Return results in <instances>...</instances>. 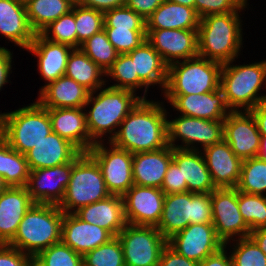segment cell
Here are the masks:
<instances>
[{"label": "cell", "mask_w": 266, "mask_h": 266, "mask_svg": "<svg viewBox=\"0 0 266 266\" xmlns=\"http://www.w3.org/2000/svg\"><path fill=\"white\" fill-rule=\"evenodd\" d=\"M212 223L211 193L165 194L160 222L156 228L168 240L189 224Z\"/></svg>", "instance_id": "9c48e42d"}, {"label": "cell", "mask_w": 266, "mask_h": 266, "mask_svg": "<svg viewBox=\"0 0 266 266\" xmlns=\"http://www.w3.org/2000/svg\"><path fill=\"white\" fill-rule=\"evenodd\" d=\"M90 91L72 78L63 75L48 83L39 92L36 101L46 109L84 108Z\"/></svg>", "instance_id": "4316f807"}, {"label": "cell", "mask_w": 266, "mask_h": 266, "mask_svg": "<svg viewBox=\"0 0 266 266\" xmlns=\"http://www.w3.org/2000/svg\"><path fill=\"white\" fill-rule=\"evenodd\" d=\"M72 11L75 14L77 49L81 44L94 34L104 29V14L101 11L79 5H73Z\"/></svg>", "instance_id": "ab89813d"}, {"label": "cell", "mask_w": 266, "mask_h": 266, "mask_svg": "<svg viewBox=\"0 0 266 266\" xmlns=\"http://www.w3.org/2000/svg\"><path fill=\"white\" fill-rule=\"evenodd\" d=\"M73 161L63 165L32 170L26 185L35 204L59 205L72 173Z\"/></svg>", "instance_id": "e0dca14e"}, {"label": "cell", "mask_w": 266, "mask_h": 266, "mask_svg": "<svg viewBox=\"0 0 266 266\" xmlns=\"http://www.w3.org/2000/svg\"><path fill=\"white\" fill-rule=\"evenodd\" d=\"M40 34L53 42L61 43L77 49V33L75 14L71 10L56 21L51 22Z\"/></svg>", "instance_id": "7bdbcfd3"}, {"label": "cell", "mask_w": 266, "mask_h": 266, "mask_svg": "<svg viewBox=\"0 0 266 266\" xmlns=\"http://www.w3.org/2000/svg\"><path fill=\"white\" fill-rule=\"evenodd\" d=\"M164 102L142 99L121 122L110 142L132 154L167 147L168 116Z\"/></svg>", "instance_id": "6da1fadb"}, {"label": "cell", "mask_w": 266, "mask_h": 266, "mask_svg": "<svg viewBox=\"0 0 266 266\" xmlns=\"http://www.w3.org/2000/svg\"><path fill=\"white\" fill-rule=\"evenodd\" d=\"M250 112L256 119L261 136H266V99H264L259 105L253 108Z\"/></svg>", "instance_id": "9f6ffc18"}, {"label": "cell", "mask_w": 266, "mask_h": 266, "mask_svg": "<svg viewBox=\"0 0 266 266\" xmlns=\"http://www.w3.org/2000/svg\"><path fill=\"white\" fill-rule=\"evenodd\" d=\"M164 0H126L125 6L139 14L143 19H147Z\"/></svg>", "instance_id": "f5cc1de1"}, {"label": "cell", "mask_w": 266, "mask_h": 266, "mask_svg": "<svg viewBox=\"0 0 266 266\" xmlns=\"http://www.w3.org/2000/svg\"><path fill=\"white\" fill-rule=\"evenodd\" d=\"M104 14V27L130 28L146 30V21L127 6L114 8Z\"/></svg>", "instance_id": "bcb514c9"}, {"label": "cell", "mask_w": 266, "mask_h": 266, "mask_svg": "<svg viewBox=\"0 0 266 266\" xmlns=\"http://www.w3.org/2000/svg\"><path fill=\"white\" fill-rule=\"evenodd\" d=\"M145 21L146 29H198L200 18L194 8L164 0Z\"/></svg>", "instance_id": "1f68e13d"}, {"label": "cell", "mask_w": 266, "mask_h": 266, "mask_svg": "<svg viewBox=\"0 0 266 266\" xmlns=\"http://www.w3.org/2000/svg\"><path fill=\"white\" fill-rule=\"evenodd\" d=\"M52 132L68 140L81 152H88L95 144L89 135L84 108L48 109Z\"/></svg>", "instance_id": "cb8c5ba5"}, {"label": "cell", "mask_w": 266, "mask_h": 266, "mask_svg": "<svg viewBox=\"0 0 266 266\" xmlns=\"http://www.w3.org/2000/svg\"><path fill=\"white\" fill-rule=\"evenodd\" d=\"M75 214L89 224L106 229L113 237L118 236L127 224L123 197L118 195L86 205Z\"/></svg>", "instance_id": "83f0119b"}, {"label": "cell", "mask_w": 266, "mask_h": 266, "mask_svg": "<svg viewBox=\"0 0 266 266\" xmlns=\"http://www.w3.org/2000/svg\"><path fill=\"white\" fill-rule=\"evenodd\" d=\"M242 15L230 12L201 18L197 29L199 56L222 64L236 63L244 45Z\"/></svg>", "instance_id": "3957f363"}, {"label": "cell", "mask_w": 266, "mask_h": 266, "mask_svg": "<svg viewBox=\"0 0 266 266\" xmlns=\"http://www.w3.org/2000/svg\"><path fill=\"white\" fill-rule=\"evenodd\" d=\"M141 100L139 94L137 96L129 90L106 87V84L90 92L84 110L91 140L94 143L110 142L121 122Z\"/></svg>", "instance_id": "7a4b0ae2"}, {"label": "cell", "mask_w": 266, "mask_h": 266, "mask_svg": "<svg viewBox=\"0 0 266 266\" xmlns=\"http://www.w3.org/2000/svg\"><path fill=\"white\" fill-rule=\"evenodd\" d=\"M115 81L108 86L132 91L136 94L138 89H143L141 98L147 99L149 88L139 79V76H134V61L127 54H119L112 66L106 71L105 78ZM114 83V84H113ZM147 95V96H146Z\"/></svg>", "instance_id": "e575fe53"}, {"label": "cell", "mask_w": 266, "mask_h": 266, "mask_svg": "<svg viewBox=\"0 0 266 266\" xmlns=\"http://www.w3.org/2000/svg\"><path fill=\"white\" fill-rule=\"evenodd\" d=\"M172 161L180 168L188 192L211 193L216 189L201 151L172 148Z\"/></svg>", "instance_id": "f1b7e54d"}, {"label": "cell", "mask_w": 266, "mask_h": 266, "mask_svg": "<svg viewBox=\"0 0 266 266\" xmlns=\"http://www.w3.org/2000/svg\"><path fill=\"white\" fill-rule=\"evenodd\" d=\"M238 206L250 231L266 227V196L238 191Z\"/></svg>", "instance_id": "60d3db41"}, {"label": "cell", "mask_w": 266, "mask_h": 266, "mask_svg": "<svg viewBox=\"0 0 266 266\" xmlns=\"http://www.w3.org/2000/svg\"><path fill=\"white\" fill-rule=\"evenodd\" d=\"M28 266H40V265L34 259H32L28 264Z\"/></svg>", "instance_id": "be15d7a7"}, {"label": "cell", "mask_w": 266, "mask_h": 266, "mask_svg": "<svg viewBox=\"0 0 266 266\" xmlns=\"http://www.w3.org/2000/svg\"><path fill=\"white\" fill-rule=\"evenodd\" d=\"M104 31L118 54H128L146 41V30L104 27Z\"/></svg>", "instance_id": "f6af8a7d"}, {"label": "cell", "mask_w": 266, "mask_h": 266, "mask_svg": "<svg viewBox=\"0 0 266 266\" xmlns=\"http://www.w3.org/2000/svg\"><path fill=\"white\" fill-rule=\"evenodd\" d=\"M248 0H195V11L199 18L209 15L249 10Z\"/></svg>", "instance_id": "7dc6e473"}, {"label": "cell", "mask_w": 266, "mask_h": 266, "mask_svg": "<svg viewBox=\"0 0 266 266\" xmlns=\"http://www.w3.org/2000/svg\"><path fill=\"white\" fill-rule=\"evenodd\" d=\"M163 98L173 108V112L177 111L176 114L180 115L206 120H224L231 112L220 88L204 94L163 95Z\"/></svg>", "instance_id": "d6986e66"}, {"label": "cell", "mask_w": 266, "mask_h": 266, "mask_svg": "<svg viewBox=\"0 0 266 266\" xmlns=\"http://www.w3.org/2000/svg\"><path fill=\"white\" fill-rule=\"evenodd\" d=\"M173 3H178L195 9V0H166Z\"/></svg>", "instance_id": "91938a15"}, {"label": "cell", "mask_w": 266, "mask_h": 266, "mask_svg": "<svg viewBox=\"0 0 266 266\" xmlns=\"http://www.w3.org/2000/svg\"><path fill=\"white\" fill-rule=\"evenodd\" d=\"M80 49L105 73L119 55L114 46L109 42L104 29L84 41Z\"/></svg>", "instance_id": "74e56055"}, {"label": "cell", "mask_w": 266, "mask_h": 266, "mask_svg": "<svg viewBox=\"0 0 266 266\" xmlns=\"http://www.w3.org/2000/svg\"><path fill=\"white\" fill-rule=\"evenodd\" d=\"M222 63L196 56L168 66L161 95L204 94L220 88Z\"/></svg>", "instance_id": "ba28073f"}, {"label": "cell", "mask_w": 266, "mask_h": 266, "mask_svg": "<svg viewBox=\"0 0 266 266\" xmlns=\"http://www.w3.org/2000/svg\"><path fill=\"white\" fill-rule=\"evenodd\" d=\"M146 40L168 66L199 55L197 29H146Z\"/></svg>", "instance_id": "2e32d148"}, {"label": "cell", "mask_w": 266, "mask_h": 266, "mask_svg": "<svg viewBox=\"0 0 266 266\" xmlns=\"http://www.w3.org/2000/svg\"><path fill=\"white\" fill-rule=\"evenodd\" d=\"M9 186L4 182L3 178L0 176V195L8 188Z\"/></svg>", "instance_id": "6125c7cd"}, {"label": "cell", "mask_w": 266, "mask_h": 266, "mask_svg": "<svg viewBox=\"0 0 266 266\" xmlns=\"http://www.w3.org/2000/svg\"><path fill=\"white\" fill-rule=\"evenodd\" d=\"M40 266H83V255L59 242L33 258Z\"/></svg>", "instance_id": "ee69618b"}, {"label": "cell", "mask_w": 266, "mask_h": 266, "mask_svg": "<svg viewBox=\"0 0 266 266\" xmlns=\"http://www.w3.org/2000/svg\"><path fill=\"white\" fill-rule=\"evenodd\" d=\"M257 157L266 161V136H261Z\"/></svg>", "instance_id": "680465c9"}, {"label": "cell", "mask_w": 266, "mask_h": 266, "mask_svg": "<svg viewBox=\"0 0 266 266\" xmlns=\"http://www.w3.org/2000/svg\"><path fill=\"white\" fill-rule=\"evenodd\" d=\"M127 55L134 61V76H139L148 88L158 85L162 94L167 82L168 65L161 55L147 40Z\"/></svg>", "instance_id": "4dcf8cb0"}, {"label": "cell", "mask_w": 266, "mask_h": 266, "mask_svg": "<svg viewBox=\"0 0 266 266\" xmlns=\"http://www.w3.org/2000/svg\"><path fill=\"white\" fill-rule=\"evenodd\" d=\"M164 194L187 192V183L183 181V175L180 168L171 161L168 165L163 184L160 188Z\"/></svg>", "instance_id": "c3c4849f"}, {"label": "cell", "mask_w": 266, "mask_h": 266, "mask_svg": "<svg viewBox=\"0 0 266 266\" xmlns=\"http://www.w3.org/2000/svg\"><path fill=\"white\" fill-rule=\"evenodd\" d=\"M126 0H76V2L87 8H92L101 12H106L114 8L125 6Z\"/></svg>", "instance_id": "db71d44e"}, {"label": "cell", "mask_w": 266, "mask_h": 266, "mask_svg": "<svg viewBox=\"0 0 266 266\" xmlns=\"http://www.w3.org/2000/svg\"><path fill=\"white\" fill-rule=\"evenodd\" d=\"M110 195L96 160L88 152H81L73 160L71 178L58 207L64 213H75Z\"/></svg>", "instance_id": "52a82bcc"}, {"label": "cell", "mask_w": 266, "mask_h": 266, "mask_svg": "<svg viewBox=\"0 0 266 266\" xmlns=\"http://www.w3.org/2000/svg\"><path fill=\"white\" fill-rule=\"evenodd\" d=\"M122 197L125 220L128 224L158 225L165 198L160 188L133 185Z\"/></svg>", "instance_id": "9a60e30c"}, {"label": "cell", "mask_w": 266, "mask_h": 266, "mask_svg": "<svg viewBox=\"0 0 266 266\" xmlns=\"http://www.w3.org/2000/svg\"><path fill=\"white\" fill-rule=\"evenodd\" d=\"M172 161V147L133 154L134 185L161 188L168 165Z\"/></svg>", "instance_id": "f546056e"}, {"label": "cell", "mask_w": 266, "mask_h": 266, "mask_svg": "<svg viewBox=\"0 0 266 266\" xmlns=\"http://www.w3.org/2000/svg\"><path fill=\"white\" fill-rule=\"evenodd\" d=\"M0 34L8 41L26 50L34 40L25 4L21 0H0Z\"/></svg>", "instance_id": "484cf974"}, {"label": "cell", "mask_w": 266, "mask_h": 266, "mask_svg": "<svg viewBox=\"0 0 266 266\" xmlns=\"http://www.w3.org/2000/svg\"><path fill=\"white\" fill-rule=\"evenodd\" d=\"M83 266H125L121 241L114 236L107 243L83 255Z\"/></svg>", "instance_id": "b9f144b4"}, {"label": "cell", "mask_w": 266, "mask_h": 266, "mask_svg": "<svg viewBox=\"0 0 266 266\" xmlns=\"http://www.w3.org/2000/svg\"><path fill=\"white\" fill-rule=\"evenodd\" d=\"M236 188L244 193L266 196V161L259 157L243 160Z\"/></svg>", "instance_id": "d590c367"}, {"label": "cell", "mask_w": 266, "mask_h": 266, "mask_svg": "<svg viewBox=\"0 0 266 266\" xmlns=\"http://www.w3.org/2000/svg\"><path fill=\"white\" fill-rule=\"evenodd\" d=\"M72 50L73 48L68 45L50 41L40 33L35 34L34 40L26 51L37 58V70L45 81L39 91L65 74L68 56Z\"/></svg>", "instance_id": "44dd1931"}, {"label": "cell", "mask_w": 266, "mask_h": 266, "mask_svg": "<svg viewBox=\"0 0 266 266\" xmlns=\"http://www.w3.org/2000/svg\"><path fill=\"white\" fill-rule=\"evenodd\" d=\"M63 217L64 212L58 205L34 203L8 245L34 258L42 250L61 242Z\"/></svg>", "instance_id": "5b68a950"}, {"label": "cell", "mask_w": 266, "mask_h": 266, "mask_svg": "<svg viewBox=\"0 0 266 266\" xmlns=\"http://www.w3.org/2000/svg\"><path fill=\"white\" fill-rule=\"evenodd\" d=\"M224 246L230 249L233 266H266V255L250 236L226 242Z\"/></svg>", "instance_id": "f35d334b"}, {"label": "cell", "mask_w": 266, "mask_h": 266, "mask_svg": "<svg viewBox=\"0 0 266 266\" xmlns=\"http://www.w3.org/2000/svg\"><path fill=\"white\" fill-rule=\"evenodd\" d=\"M167 244L178 254L198 263L224 247L212 223L189 224L169 238Z\"/></svg>", "instance_id": "5bb4252c"}, {"label": "cell", "mask_w": 266, "mask_h": 266, "mask_svg": "<svg viewBox=\"0 0 266 266\" xmlns=\"http://www.w3.org/2000/svg\"><path fill=\"white\" fill-rule=\"evenodd\" d=\"M81 151L68 140L51 132L25 156L30 171L63 165L73 161Z\"/></svg>", "instance_id": "d4e9b609"}, {"label": "cell", "mask_w": 266, "mask_h": 266, "mask_svg": "<svg viewBox=\"0 0 266 266\" xmlns=\"http://www.w3.org/2000/svg\"><path fill=\"white\" fill-rule=\"evenodd\" d=\"M106 143H95L88 153L98 163L109 193L123 196L134 185L133 154L111 142Z\"/></svg>", "instance_id": "7c38bea8"}, {"label": "cell", "mask_w": 266, "mask_h": 266, "mask_svg": "<svg viewBox=\"0 0 266 266\" xmlns=\"http://www.w3.org/2000/svg\"><path fill=\"white\" fill-rule=\"evenodd\" d=\"M223 139L242 160L257 157L261 134L252 113L230 112L224 119Z\"/></svg>", "instance_id": "ac0fdd59"}, {"label": "cell", "mask_w": 266, "mask_h": 266, "mask_svg": "<svg viewBox=\"0 0 266 266\" xmlns=\"http://www.w3.org/2000/svg\"><path fill=\"white\" fill-rule=\"evenodd\" d=\"M76 0H26L24 2L31 29L40 33L51 22L68 14Z\"/></svg>", "instance_id": "836d02e7"}, {"label": "cell", "mask_w": 266, "mask_h": 266, "mask_svg": "<svg viewBox=\"0 0 266 266\" xmlns=\"http://www.w3.org/2000/svg\"><path fill=\"white\" fill-rule=\"evenodd\" d=\"M112 238L106 229L81 220L75 213H64L61 242L75 252L84 255Z\"/></svg>", "instance_id": "7402d4cb"}, {"label": "cell", "mask_w": 266, "mask_h": 266, "mask_svg": "<svg viewBox=\"0 0 266 266\" xmlns=\"http://www.w3.org/2000/svg\"><path fill=\"white\" fill-rule=\"evenodd\" d=\"M2 164H3V138H0V176L2 177Z\"/></svg>", "instance_id": "94428289"}, {"label": "cell", "mask_w": 266, "mask_h": 266, "mask_svg": "<svg viewBox=\"0 0 266 266\" xmlns=\"http://www.w3.org/2000/svg\"><path fill=\"white\" fill-rule=\"evenodd\" d=\"M13 52L10 51L7 47H1L0 45V91L7 83H11L10 75L12 71V63H14ZM13 61V62H12Z\"/></svg>", "instance_id": "816d5d0a"}, {"label": "cell", "mask_w": 266, "mask_h": 266, "mask_svg": "<svg viewBox=\"0 0 266 266\" xmlns=\"http://www.w3.org/2000/svg\"><path fill=\"white\" fill-rule=\"evenodd\" d=\"M224 63L220 74V89L231 112L251 111L266 94V59L251 64ZM260 92V93H259Z\"/></svg>", "instance_id": "277c9868"}, {"label": "cell", "mask_w": 266, "mask_h": 266, "mask_svg": "<svg viewBox=\"0 0 266 266\" xmlns=\"http://www.w3.org/2000/svg\"><path fill=\"white\" fill-rule=\"evenodd\" d=\"M64 75L72 78L90 92L102 88L110 81L104 78L105 72L80 48L73 49L69 54Z\"/></svg>", "instance_id": "d6a6232c"}, {"label": "cell", "mask_w": 266, "mask_h": 266, "mask_svg": "<svg viewBox=\"0 0 266 266\" xmlns=\"http://www.w3.org/2000/svg\"><path fill=\"white\" fill-rule=\"evenodd\" d=\"M52 132L48 109L37 101L2 113L1 137L14 150L26 154Z\"/></svg>", "instance_id": "8992f818"}, {"label": "cell", "mask_w": 266, "mask_h": 266, "mask_svg": "<svg viewBox=\"0 0 266 266\" xmlns=\"http://www.w3.org/2000/svg\"><path fill=\"white\" fill-rule=\"evenodd\" d=\"M201 152L216 188L237 187L243 160L235 155L224 139Z\"/></svg>", "instance_id": "ffe728a7"}, {"label": "cell", "mask_w": 266, "mask_h": 266, "mask_svg": "<svg viewBox=\"0 0 266 266\" xmlns=\"http://www.w3.org/2000/svg\"><path fill=\"white\" fill-rule=\"evenodd\" d=\"M158 266H199V263L178 254L167 244L161 252Z\"/></svg>", "instance_id": "f907efd6"}, {"label": "cell", "mask_w": 266, "mask_h": 266, "mask_svg": "<svg viewBox=\"0 0 266 266\" xmlns=\"http://www.w3.org/2000/svg\"><path fill=\"white\" fill-rule=\"evenodd\" d=\"M169 113L167 110L168 145L172 148L201 151L223 140L224 120H206L180 114L173 119Z\"/></svg>", "instance_id": "30bf717a"}, {"label": "cell", "mask_w": 266, "mask_h": 266, "mask_svg": "<svg viewBox=\"0 0 266 266\" xmlns=\"http://www.w3.org/2000/svg\"><path fill=\"white\" fill-rule=\"evenodd\" d=\"M212 224L217 236L224 242L241 239L250 235L238 206V190L216 188L211 192Z\"/></svg>", "instance_id": "4fadbf2b"}, {"label": "cell", "mask_w": 266, "mask_h": 266, "mask_svg": "<svg viewBox=\"0 0 266 266\" xmlns=\"http://www.w3.org/2000/svg\"><path fill=\"white\" fill-rule=\"evenodd\" d=\"M32 259V256L17 248L0 244V266H28Z\"/></svg>", "instance_id": "681fc988"}, {"label": "cell", "mask_w": 266, "mask_h": 266, "mask_svg": "<svg viewBox=\"0 0 266 266\" xmlns=\"http://www.w3.org/2000/svg\"><path fill=\"white\" fill-rule=\"evenodd\" d=\"M249 236L266 255V227L251 231Z\"/></svg>", "instance_id": "6f0895ef"}, {"label": "cell", "mask_w": 266, "mask_h": 266, "mask_svg": "<svg viewBox=\"0 0 266 266\" xmlns=\"http://www.w3.org/2000/svg\"><path fill=\"white\" fill-rule=\"evenodd\" d=\"M228 249L224 246L219 251L206 257L199 263V266H233Z\"/></svg>", "instance_id": "11a10c76"}, {"label": "cell", "mask_w": 266, "mask_h": 266, "mask_svg": "<svg viewBox=\"0 0 266 266\" xmlns=\"http://www.w3.org/2000/svg\"><path fill=\"white\" fill-rule=\"evenodd\" d=\"M1 131H2V116H0V138H1Z\"/></svg>", "instance_id": "e7e4bbea"}, {"label": "cell", "mask_w": 266, "mask_h": 266, "mask_svg": "<svg viewBox=\"0 0 266 266\" xmlns=\"http://www.w3.org/2000/svg\"><path fill=\"white\" fill-rule=\"evenodd\" d=\"M125 266H158L167 240L156 226L126 224L118 234Z\"/></svg>", "instance_id": "8fae6325"}, {"label": "cell", "mask_w": 266, "mask_h": 266, "mask_svg": "<svg viewBox=\"0 0 266 266\" xmlns=\"http://www.w3.org/2000/svg\"><path fill=\"white\" fill-rule=\"evenodd\" d=\"M30 169L26 156L12 149L3 139L2 178L8 186H26Z\"/></svg>", "instance_id": "8d00e7d4"}, {"label": "cell", "mask_w": 266, "mask_h": 266, "mask_svg": "<svg viewBox=\"0 0 266 266\" xmlns=\"http://www.w3.org/2000/svg\"><path fill=\"white\" fill-rule=\"evenodd\" d=\"M34 204L26 186H9L0 195V244H9L25 213Z\"/></svg>", "instance_id": "603a6c76"}]
</instances>
